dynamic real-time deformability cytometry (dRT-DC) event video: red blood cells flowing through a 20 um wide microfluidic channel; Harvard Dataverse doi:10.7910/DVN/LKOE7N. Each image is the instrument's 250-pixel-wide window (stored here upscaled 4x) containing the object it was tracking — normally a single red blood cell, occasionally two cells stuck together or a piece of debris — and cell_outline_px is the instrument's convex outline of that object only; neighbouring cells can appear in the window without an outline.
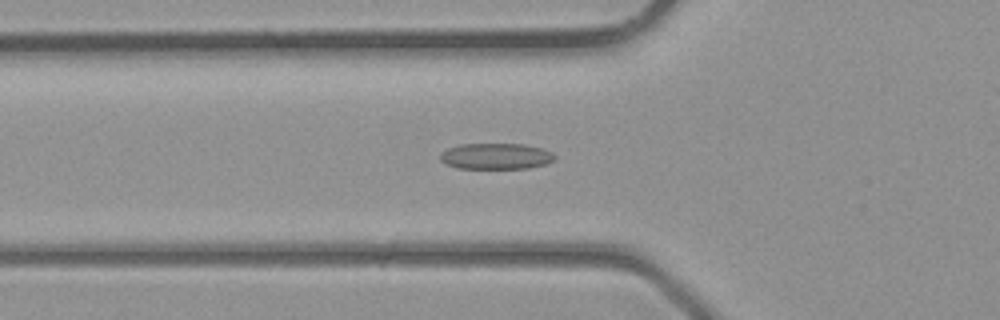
{"species": "common noctule bat (a hibernating species)", "species_latin": "Nyctalus noctula", "temperature_condition": "room temperature", "stored_images_in_passage": 36, "camera_frame_rate_fps": 3000, "um_per_image_px": 0.085, "animal": {"sex": "male", "body_mass_g": 23.1, "forearm_length_mm": 52.7}, "frame": {"image": 1, "passage_image": 10, "time_ms": 3.0, "image_size_px": [1000, 320], "cell_outline_px": [[556, 160], [548, 164], [528, 168], [456, 168], [440, 160], [440, 152], [448, 148], [460, 144], [524, 144], [540, 148], [552, 152], [556, 156]], "centroid_in_image_um": [42.18, 13.28], "position_along_channel_um": 83.6, "area_um2": 17.46}}
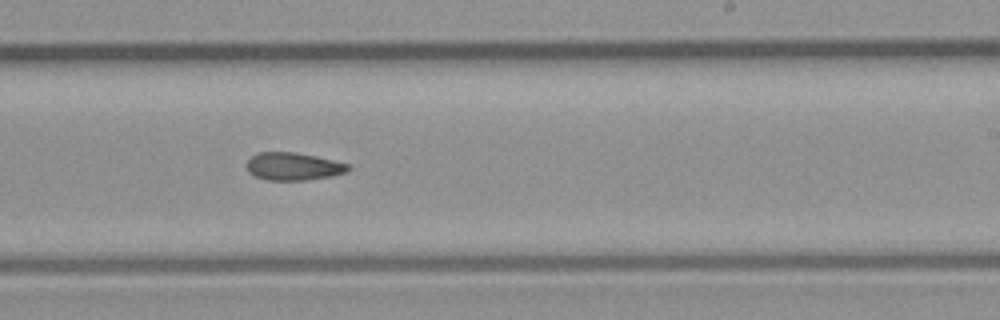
{"frame": {"image": 2, "passage_image": 20, "time_ms": 6.333, "image_size_px": [1000, 320], "cell_outline_px": [[352, 168], [348, 172], [332, 176], [304, 180], [268, 180], [256, 176], [248, 172], [248, 160], [256, 152], [296, 152], [316, 156], [348, 164]], "centroid_in_image_um": [24.96, 14.14], "position_along_channel_um": 264.0, "area_um2": 16.36}}
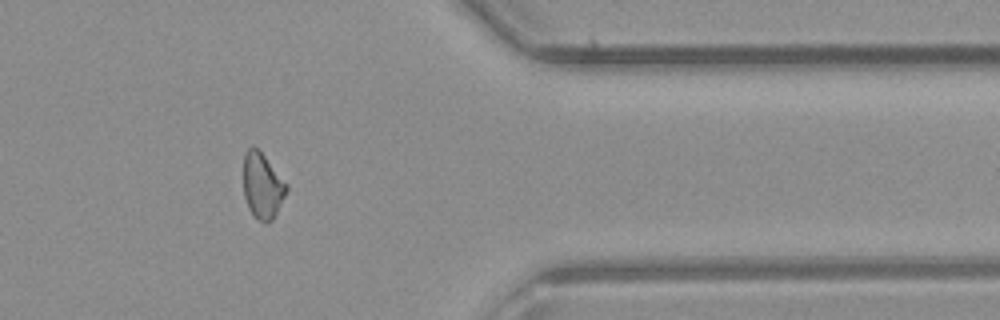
{"frame": {"image": 3, "passage_image": 28, "time_ms": 9.0, "image_size_px": [1000, 320], "cell_outline_px": [[288, 188], [276, 216], [268, 224], [264, 224], [252, 216], [248, 208], [244, 196], [244, 152], [248, 148], [256, 148], [264, 156], [288, 184]], "centroid_in_image_um": [22.31, 15.86], "position_along_channel_um": 389.1, "area_um2": 16.59}}